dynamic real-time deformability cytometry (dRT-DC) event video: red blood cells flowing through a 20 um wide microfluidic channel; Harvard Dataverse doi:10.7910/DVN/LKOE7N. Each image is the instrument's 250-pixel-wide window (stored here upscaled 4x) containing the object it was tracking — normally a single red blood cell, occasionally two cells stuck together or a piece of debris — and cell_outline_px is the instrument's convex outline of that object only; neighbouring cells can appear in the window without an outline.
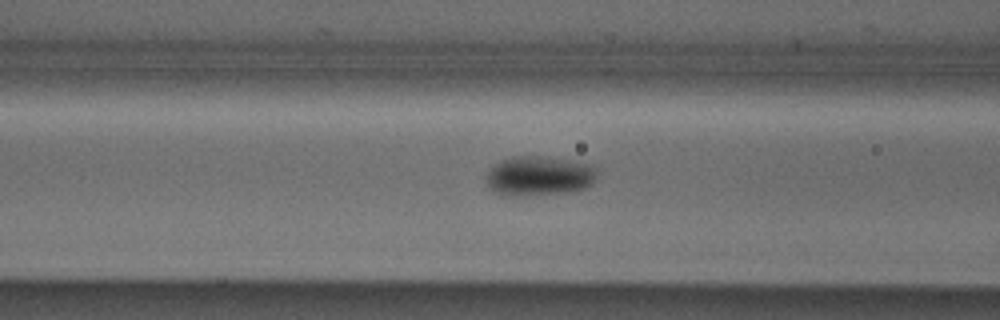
{"species": "Egyptian fruit bat (a non-hibernating species)", "species_latin": "Rousettus aegyptiacus", "temperature_condition": "cold", "stored_images_in_passage": 32, "camera_frame_rate_fps": 3000, "um_per_image_px": 0.085, "animal": {"sex": "male"}, "frame": {"image": 1, "passage_image": 20, "time_ms": 6.333, "image_size_px": [1000, 320], "cell_outline_px": [[596, 180], [592, 184], [576, 192], [516, 196], [508, 196], [496, 192], [488, 184], [488, 168], [500, 160], [512, 156], [540, 156], [568, 160], [592, 164], [596, 168]], "centroid_in_image_um": [45.86, 14.95], "position_along_channel_um": 120.7, "area_um2": 25.78}}
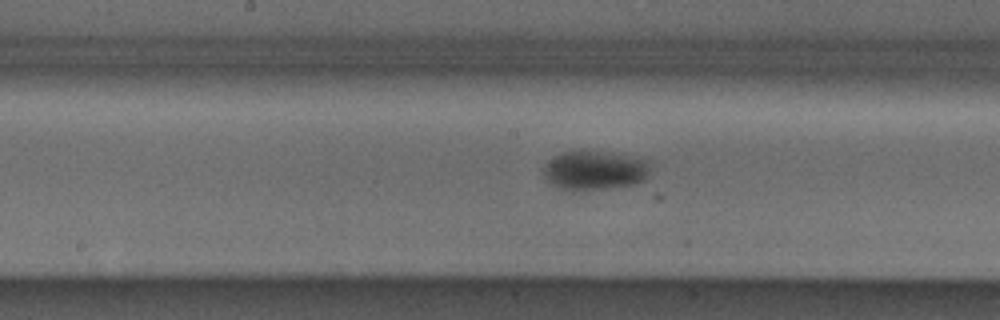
{"frame": {"image": 2, "passage_image": 26, "time_ms": 8.333, "image_size_px": [1000, 320], "cell_outline_px": [[652, 164], [648, 176], [644, 180], [632, 184], [604, 188], [572, 192], [556, 188], [548, 184], [544, 180], [544, 164], [548, 160], [564, 152], [612, 152], [652, 160]], "centroid_in_image_um": [50.55, 14.5], "position_along_channel_um": 197.7, "area_um2": 24.85}}
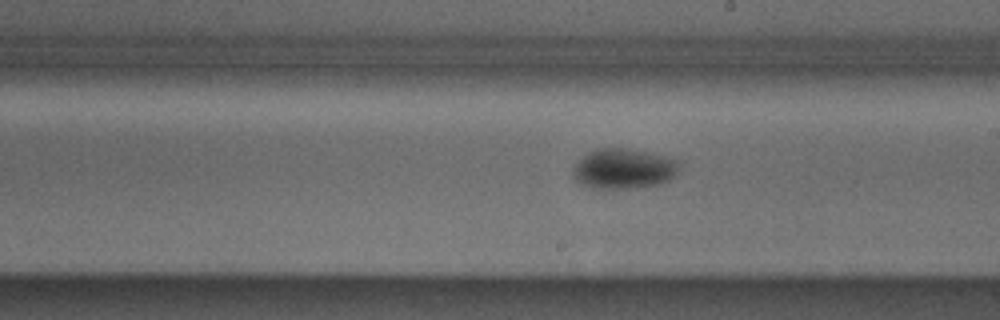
{"frame": {"image": 3, "passage_image": 29, "time_ms": 9.333, "image_size_px": [1000, 320], "cell_outline_px": [[680, 168], [676, 176], [660, 184], [640, 188], [588, 188], [580, 184], [572, 176], [572, 168], [588, 152], [600, 148], [628, 148], [664, 156], [680, 160]], "centroid_in_image_um": [53.03, 14.35], "position_along_channel_um": 236.0, "area_um2": 25.2}}